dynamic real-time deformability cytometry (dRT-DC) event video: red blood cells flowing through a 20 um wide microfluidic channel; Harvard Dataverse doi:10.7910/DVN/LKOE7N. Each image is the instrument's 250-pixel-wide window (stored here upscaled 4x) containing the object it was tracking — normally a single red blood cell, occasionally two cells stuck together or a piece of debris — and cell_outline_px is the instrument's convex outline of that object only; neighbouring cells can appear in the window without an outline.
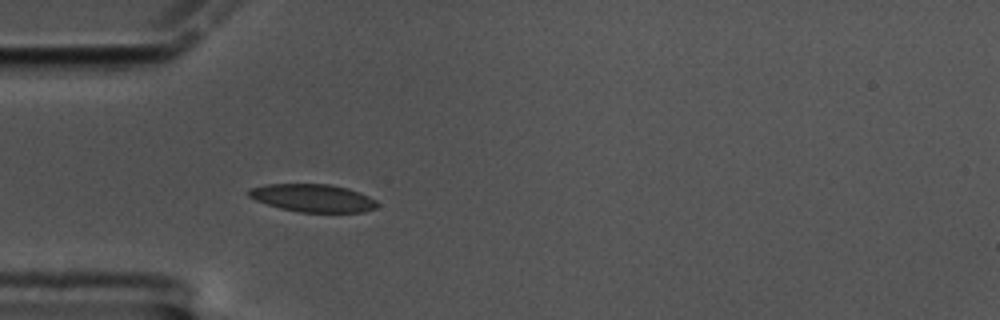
{"species": "common noctule bat (a hibernating species)", "species_latin": "Nyctalus noctula", "temperature_condition": "cold", "stored_images_in_passage": 43, "camera_frame_rate_fps": 3000, "um_per_image_px": 0.085, "animal": {"sex": "male", "body_mass_g": 17.5, "forearm_length_mm": 52.3}, "frame": {"image": 1, "passage_image": 1, "time_ms": 0.0, "image_size_px": [1000, 320], "cell_outline_px": [[380, 204], [376, 208], [364, 212], [300, 212], [280, 208], [256, 200], [248, 196], [248, 188], [268, 184], [328, 184], [348, 188], [368, 196], [376, 200]], "centroid_in_image_um": [26.61, 16.83], "position_along_channel_um": 58.4, "area_um2": 20.81}}
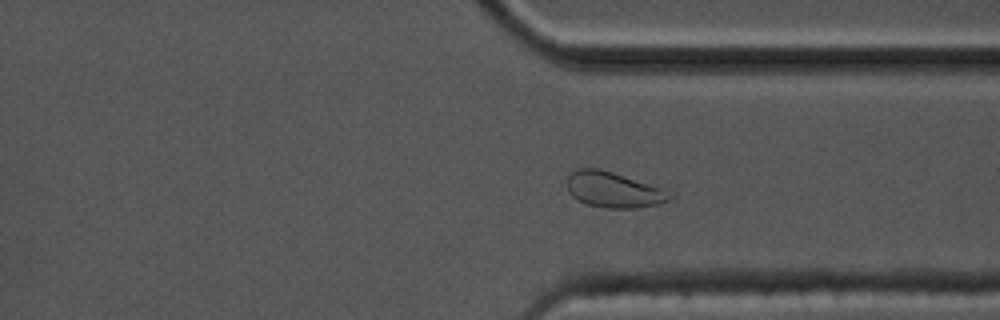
{"frame": {"image": 2, "passage_image": 28, "time_ms": 9.0, "image_size_px": [1000, 320], "cell_outline_px": [[676, 196], [660, 204], [636, 208], [604, 208], [588, 204], [572, 196], [568, 192], [568, 176], [576, 168], [600, 168], [664, 188], [676, 192]], "centroid_in_image_um": [52.23, 16.13], "position_along_channel_um": 359.2, "area_um2": 21.62}}
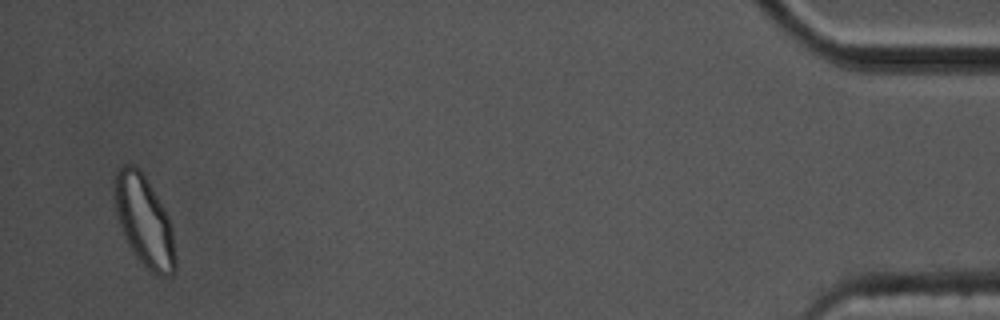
{"frame": {"image": 3, "passage_image": 41, "time_ms": 13.333, "image_size_px": [1000, 320], "cell_outline_px": [[176, 268], [172, 276], [156, 276], [136, 256], [128, 244], [124, 236], [116, 212], [116, 172], [124, 164], [132, 164], [140, 168], [164, 208], [168, 216], [172, 228], [176, 260]], "centroid_in_image_um": [12.3, 18.82], "position_along_channel_um": 422.9, "area_um2": 31.56}, "authors_computed_cell_mechanics": {"area_um2": 20.9814, "velocity_mm_per_s": 3.3792, "shape_relaxation_time_tau1_ms": 5.923, "shape_relaxation_time_tau2_ms": 2.4947, "deformation_change_tau1": 0.1437, "deformation_change_tau2": 0.0625}}